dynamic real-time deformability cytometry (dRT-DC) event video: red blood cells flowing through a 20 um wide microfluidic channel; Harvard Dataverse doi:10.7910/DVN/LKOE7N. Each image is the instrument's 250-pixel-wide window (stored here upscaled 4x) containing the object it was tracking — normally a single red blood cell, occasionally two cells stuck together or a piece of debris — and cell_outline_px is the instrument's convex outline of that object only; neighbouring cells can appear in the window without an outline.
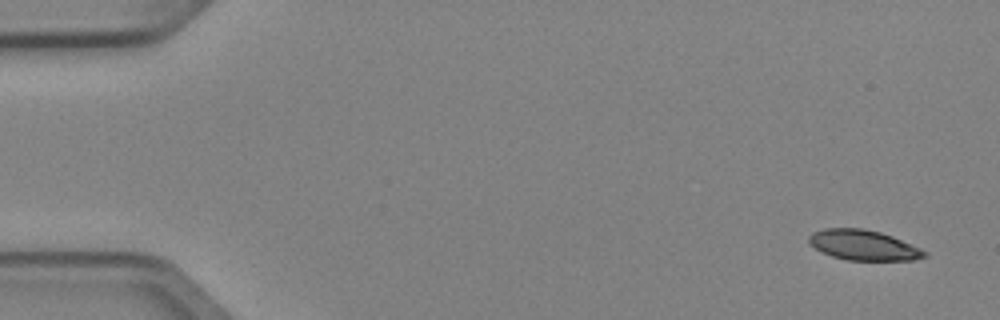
{"species": "Egyptian fruit bat (a non-hibernating species)", "species_latin": "Rousettus aegyptiacus", "temperature_condition": "cold", "stored_images_in_passage": 6, "camera_frame_rate_fps": 3000, "um_per_image_px": 0.085, "animal": {"sex": "female"}, "frame": {"image": 1, "passage_image": 1, "time_ms": 0.0, "image_size_px": [1000, 320], "cell_outline_px": [[928, 256], [912, 260], [848, 260], [832, 256], [808, 244], [808, 236], [812, 232], [824, 228], [864, 228], [880, 232], [892, 236], [920, 248], [928, 252]], "centroid_in_image_um": [73.38, 20.83], "position_along_channel_um": 11.6, "area_um2": 20.35}}
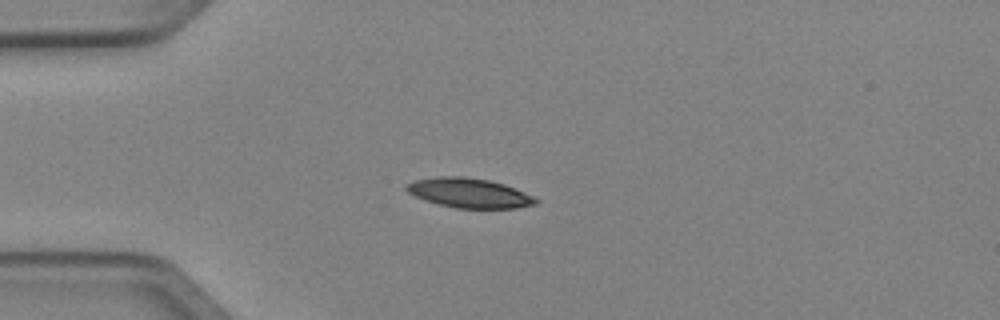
{"frame": {"image": 2, "passage_image": 4, "time_ms": 1.0, "image_size_px": [1000, 320], "cell_outline_px": [[540, 200], [536, 204], [516, 208], [456, 208], [440, 204], [416, 196], [408, 192], [404, 188], [404, 184], [412, 180], [440, 176], [464, 176], [488, 180], [504, 184], [524, 192]], "centroid_in_image_um": [39.86, 16.39], "position_along_channel_um": 45.1, "area_um2": 22.2}}
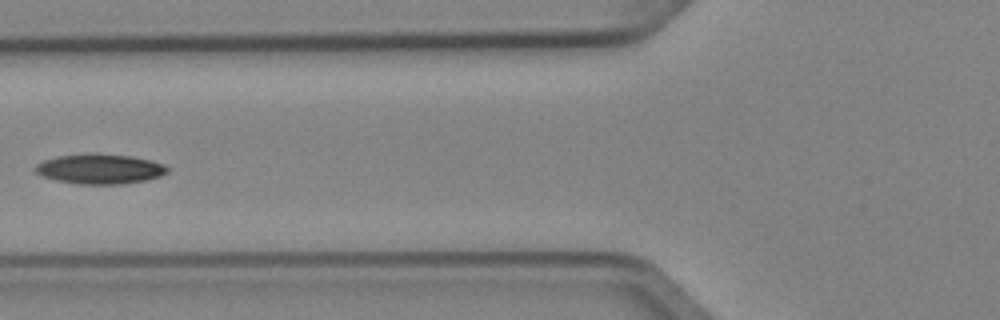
{"frame": {"image": 3, "passage_image": 6, "time_ms": 1.667, "image_size_px": [1000, 320], "cell_outline_px": [[168, 172], [160, 176], [148, 180], [124, 184], [76, 184], [56, 180], [44, 176], [36, 172], [32, 168], [36, 164], [44, 160], [56, 156], [132, 156], [164, 164], [168, 168]], "centroid_in_image_um": [8.5, 14.41], "position_along_channel_um": 117.3, "area_um2": 22.25}}